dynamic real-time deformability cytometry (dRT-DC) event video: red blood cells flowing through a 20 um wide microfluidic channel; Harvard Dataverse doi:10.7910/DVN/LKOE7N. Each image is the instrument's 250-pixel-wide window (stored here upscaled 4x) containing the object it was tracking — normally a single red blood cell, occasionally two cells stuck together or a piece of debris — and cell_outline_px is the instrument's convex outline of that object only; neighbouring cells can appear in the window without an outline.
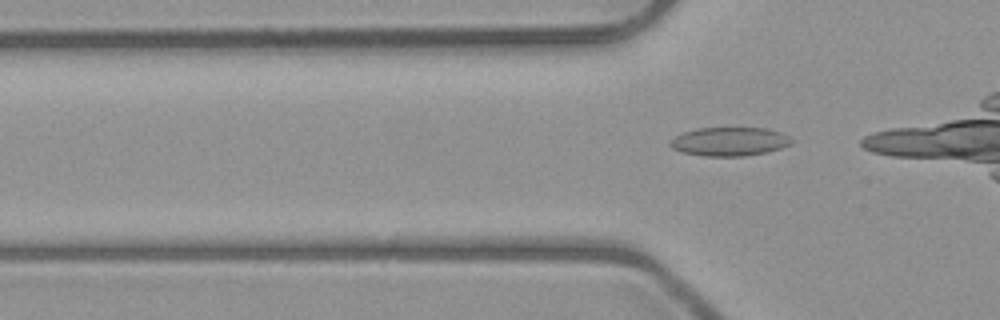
{"species": "common noctule bat (a hibernating species)", "species_latin": "Nyctalus noctula", "temperature_condition": "room temperature", "stored_images_in_passage": 5, "camera_frame_rate_fps": 3000, "um_per_image_px": 0.085, "animal": {"sex": "male", "body_mass_g": 23.1, "forearm_length_mm": 52.7}, "frame": {"image": 1, "passage_image": 5, "time_ms": 5.667, "image_size_px": [1000, 320], "cell_outline_px": [[796, 140], [792, 144], [768, 152], [744, 156], [704, 156], [684, 152], [672, 148], [668, 144], [668, 140], [684, 132], [696, 128], [768, 128], [780, 132]], "centroid_in_image_um": [62.03, 12.03], "position_along_channel_um": 63.8, "area_um2": 20.46}}